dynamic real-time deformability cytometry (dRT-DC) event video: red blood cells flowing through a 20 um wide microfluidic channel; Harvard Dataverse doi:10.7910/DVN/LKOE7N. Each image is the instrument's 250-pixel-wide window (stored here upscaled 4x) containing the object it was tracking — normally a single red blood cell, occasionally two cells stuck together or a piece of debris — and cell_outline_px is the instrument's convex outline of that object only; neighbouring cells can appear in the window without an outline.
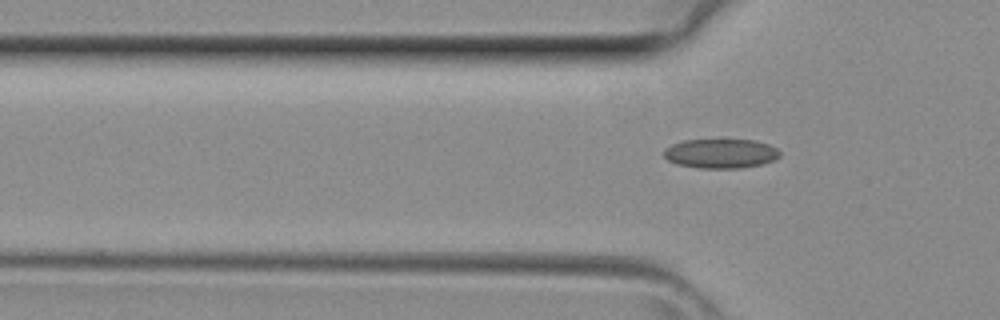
{"species": "common noctule bat (a hibernating species)", "species_latin": "Nyctalus noctula", "temperature_condition": "room temperature", "stored_images_in_passage": 5, "camera_frame_rate_fps": 3000, "um_per_image_px": 0.085, "animal": {"sex": "female", "body_mass_g": 29.2, "forearm_length_mm": 56.3}, "frame": {"image": 1, "passage_image": 5, "time_ms": 1.333, "image_size_px": [1000, 320], "cell_outline_px": [[780, 156], [764, 164], [740, 168], [700, 168], [676, 164], [668, 160], [664, 156], [664, 148], [672, 144], [684, 140], [756, 140], [768, 144], [776, 148], [780, 152]], "centroid_in_image_um": [61.26, 13.05], "position_along_channel_um": 64.5, "area_um2": 19.88}}